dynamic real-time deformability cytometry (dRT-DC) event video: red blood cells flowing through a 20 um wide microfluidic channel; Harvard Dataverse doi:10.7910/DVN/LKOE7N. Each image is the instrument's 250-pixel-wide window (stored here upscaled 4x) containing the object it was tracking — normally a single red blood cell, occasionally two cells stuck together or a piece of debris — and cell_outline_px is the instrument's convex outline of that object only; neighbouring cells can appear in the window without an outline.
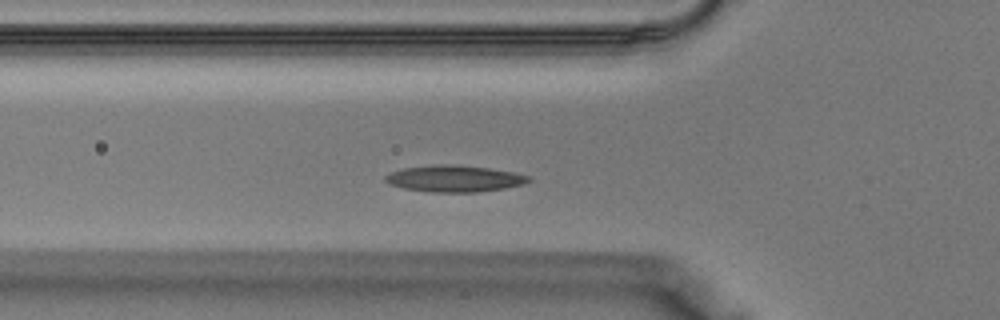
{"species": "Egyptian fruit bat (a non-hibernating species)", "species_latin": "Rousettus aegyptiacus", "temperature_condition": "warm", "stored_images_in_passage": 35, "camera_frame_rate_fps": 3000, "um_per_image_px": 0.085, "animal": {"sex": "male"}, "frame": {"image": 1, "passage_image": 8, "time_ms": 2.333, "image_size_px": [1000, 320], "cell_outline_px": [[532, 180], [524, 184], [504, 188], [480, 192], [432, 192], [404, 188], [388, 184], [384, 180], [384, 176], [392, 172], [404, 168], [436, 164], [456, 164], [488, 168], [512, 172], [528, 176]], "centroid_in_image_um": [38.61, 15.18], "position_along_channel_um": 87.2, "area_um2": 22.14}}
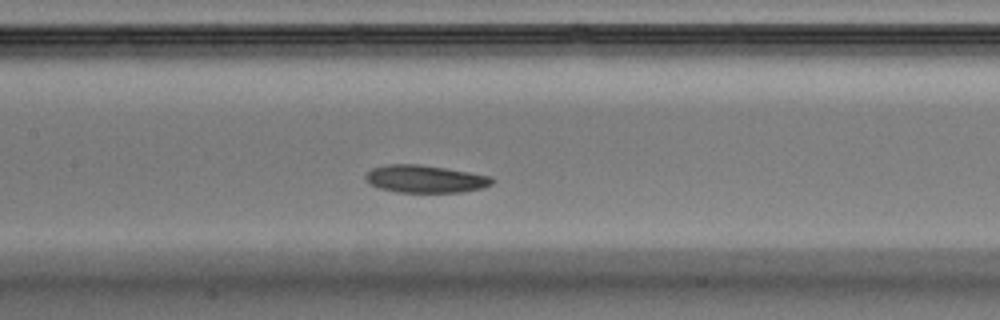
{"frame": {"image": 2, "passage_image": 13, "time_ms": 4.0, "image_size_px": [1000, 320], "cell_outline_px": [[496, 180], [492, 184], [484, 188], [460, 192], [396, 192], [380, 188], [364, 180], [364, 176], [372, 168], [388, 164], [420, 164], [492, 176]], "centroid_in_image_um": [36.16, 15.21], "position_along_channel_um": 171.2, "area_um2": 20.35}}
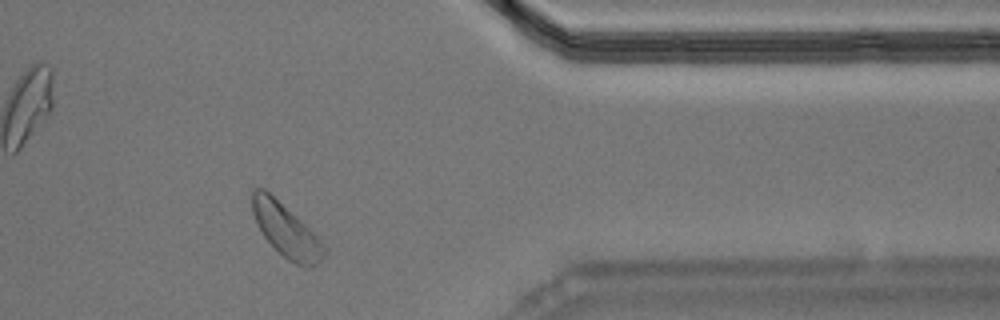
{"frame": {"image": 3, "passage_image": 27, "time_ms": 8.667, "image_size_px": [1000, 320], "cell_outline_px": [[328, 252], [312, 268], [304, 268], [288, 260], [264, 236], [252, 212], [252, 188], [264, 188], [300, 220], [328, 248]], "centroid_in_image_um": [24.34, 19.61], "position_along_channel_um": 387.1, "area_um2": 21.79}}